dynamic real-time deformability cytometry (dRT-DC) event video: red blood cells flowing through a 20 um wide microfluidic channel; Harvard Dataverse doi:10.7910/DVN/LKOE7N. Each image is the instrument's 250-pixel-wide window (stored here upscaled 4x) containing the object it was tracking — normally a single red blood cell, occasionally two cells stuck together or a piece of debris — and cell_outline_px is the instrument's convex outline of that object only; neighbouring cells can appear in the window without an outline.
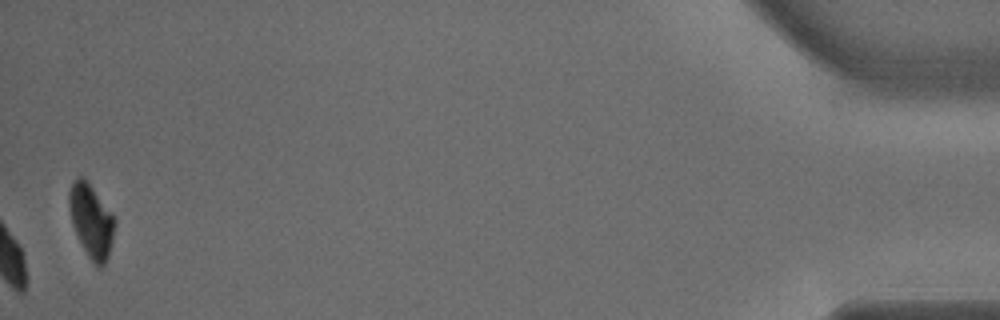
{"species": "common noctule bat (a hibernating species)", "species_latin": "Nyctalus noctula", "temperature_condition": "warm", "stored_images_in_passage": 35, "camera_frame_rate_fps": 3000, "um_per_image_px": 0.085, "animal": {"sex": "male", "body_mass_g": 15.6}, "frame": {"image": 1, "passage_image": 35, "time_ms": 11.333, "image_size_px": [1000, 320], "cell_outline_px": [[116, 220], [112, 240], [108, 256], [104, 264], [100, 268], [88, 256], [72, 224], [68, 204], [68, 192], [76, 176], [84, 176]], "centroid_in_image_um": [7.74, 18.72], "position_along_channel_um": 427.5, "area_um2": 19.07}}